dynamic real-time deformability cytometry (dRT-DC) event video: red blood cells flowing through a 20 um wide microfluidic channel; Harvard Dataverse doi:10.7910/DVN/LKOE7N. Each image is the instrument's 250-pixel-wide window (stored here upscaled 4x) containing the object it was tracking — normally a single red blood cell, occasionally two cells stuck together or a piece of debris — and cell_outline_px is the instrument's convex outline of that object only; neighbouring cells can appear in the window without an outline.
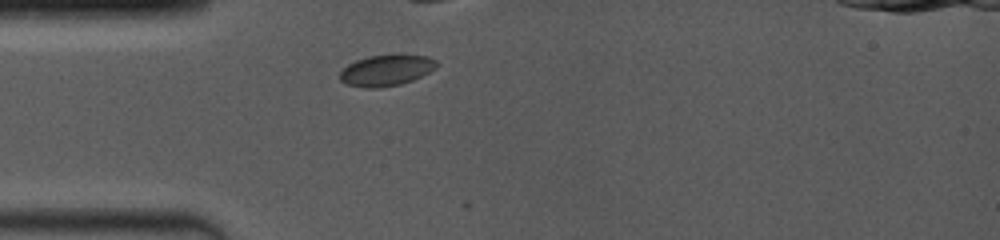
{"species": "common noctule bat (a hibernating species)", "species_latin": "Nyctalus noctula", "temperature_condition": "room temperature", "stored_images_in_passage": 2, "camera_frame_rate_fps": 4000, "um_per_image_px": 0.085, "animal": {"sex": "female", "body_mass_g": 19.0, "forearm_length_mm": 53.3}, "frame": {"image": 1, "passage_image": 1, "time_ms": 0.0, "image_size_px": [1000, 240], "cell_outline_px": [[436, 68], [412, 80], [400, 84], [380, 88], [364, 88], [344, 84], [340, 80], [340, 72], [348, 64], [356, 60], [368, 56], [428, 56], [436, 60]], "centroid_in_image_um": [32.78, 6.01], "position_along_channel_um": 52.2, "area_um2": 17.17}}